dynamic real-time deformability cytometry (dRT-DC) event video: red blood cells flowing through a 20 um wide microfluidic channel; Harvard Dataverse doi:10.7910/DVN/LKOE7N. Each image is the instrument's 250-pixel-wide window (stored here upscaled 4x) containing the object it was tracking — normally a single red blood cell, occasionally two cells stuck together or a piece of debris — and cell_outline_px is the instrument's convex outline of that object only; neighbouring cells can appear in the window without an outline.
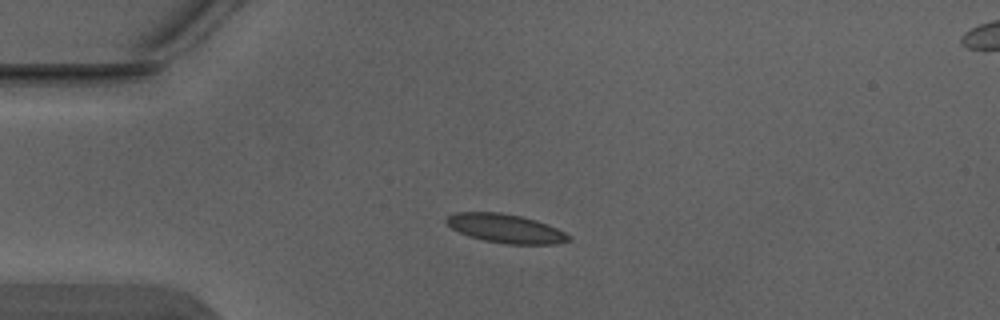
{"species": "Egyptian fruit bat (a non-hibernating species)", "species_latin": "Rousettus aegyptiacus", "temperature_condition": "warm", "stored_images_in_passage": 2, "camera_frame_rate_fps": 3000, "um_per_image_px": 0.085, "animal": {"sex": "male"}, "frame": {"image": 1, "passage_image": 1, "time_ms": 0.0, "image_size_px": [1000, 320], "cell_outline_px": [[572, 240], [556, 244], [504, 244], [484, 240], [468, 236], [452, 228], [444, 220], [448, 216], [456, 212], [500, 212], [520, 216], [536, 220], [548, 224], [572, 236]], "centroid_in_image_um": [43.0, 19.42], "position_along_channel_um": 42.0, "area_um2": 20.58}}